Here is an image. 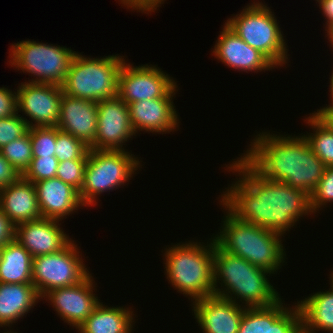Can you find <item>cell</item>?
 <instances>
[{"label": "cell", "instance_id": "16", "mask_svg": "<svg viewBox=\"0 0 333 333\" xmlns=\"http://www.w3.org/2000/svg\"><path fill=\"white\" fill-rule=\"evenodd\" d=\"M178 90L176 84L163 98L128 104L130 121L135 133L144 131L163 135L179 129L180 119L173 102Z\"/></svg>", "mask_w": 333, "mask_h": 333}, {"label": "cell", "instance_id": "4", "mask_svg": "<svg viewBox=\"0 0 333 333\" xmlns=\"http://www.w3.org/2000/svg\"><path fill=\"white\" fill-rule=\"evenodd\" d=\"M226 211L220 232L212 235L215 244L224 252L245 259L258 268L277 274L285 263L286 252L282 235L267 228L242 221L224 205Z\"/></svg>", "mask_w": 333, "mask_h": 333}, {"label": "cell", "instance_id": "40", "mask_svg": "<svg viewBox=\"0 0 333 333\" xmlns=\"http://www.w3.org/2000/svg\"><path fill=\"white\" fill-rule=\"evenodd\" d=\"M326 128L333 131V106H326L311 113Z\"/></svg>", "mask_w": 333, "mask_h": 333}, {"label": "cell", "instance_id": "29", "mask_svg": "<svg viewBox=\"0 0 333 333\" xmlns=\"http://www.w3.org/2000/svg\"><path fill=\"white\" fill-rule=\"evenodd\" d=\"M55 157L59 162L65 160H87L90 147L69 133L56 127Z\"/></svg>", "mask_w": 333, "mask_h": 333}, {"label": "cell", "instance_id": "28", "mask_svg": "<svg viewBox=\"0 0 333 333\" xmlns=\"http://www.w3.org/2000/svg\"><path fill=\"white\" fill-rule=\"evenodd\" d=\"M4 158L22 175L33 159L32 143L29 131L0 149Z\"/></svg>", "mask_w": 333, "mask_h": 333}, {"label": "cell", "instance_id": "24", "mask_svg": "<svg viewBox=\"0 0 333 333\" xmlns=\"http://www.w3.org/2000/svg\"><path fill=\"white\" fill-rule=\"evenodd\" d=\"M329 278V290L315 292L296 303L301 312L303 333H333V278Z\"/></svg>", "mask_w": 333, "mask_h": 333}, {"label": "cell", "instance_id": "13", "mask_svg": "<svg viewBox=\"0 0 333 333\" xmlns=\"http://www.w3.org/2000/svg\"><path fill=\"white\" fill-rule=\"evenodd\" d=\"M97 131L91 150H126L123 145L135 133L128 104L118 96L97 102Z\"/></svg>", "mask_w": 333, "mask_h": 333}, {"label": "cell", "instance_id": "11", "mask_svg": "<svg viewBox=\"0 0 333 333\" xmlns=\"http://www.w3.org/2000/svg\"><path fill=\"white\" fill-rule=\"evenodd\" d=\"M176 84L157 65L133 66L125 58L118 76V97L127 104L163 98Z\"/></svg>", "mask_w": 333, "mask_h": 333}, {"label": "cell", "instance_id": "26", "mask_svg": "<svg viewBox=\"0 0 333 333\" xmlns=\"http://www.w3.org/2000/svg\"><path fill=\"white\" fill-rule=\"evenodd\" d=\"M33 257L15 239L0 249V282L32 284Z\"/></svg>", "mask_w": 333, "mask_h": 333}, {"label": "cell", "instance_id": "25", "mask_svg": "<svg viewBox=\"0 0 333 333\" xmlns=\"http://www.w3.org/2000/svg\"><path fill=\"white\" fill-rule=\"evenodd\" d=\"M107 306L103 302L78 327V333H133L135 316L132 307ZM135 315V316H134ZM134 322V323H133Z\"/></svg>", "mask_w": 333, "mask_h": 333}, {"label": "cell", "instance_id": "2", "mask_svg": "<svg viewBox=\"0 0 333 333\" xmlns=\"http://www.w3.org/2000/svg\"><path fill=\"white\" fill-rule=\"evenodd\" d=\"M287 135H272L270 131L257 133L241 157L265 179L311 195L326 166L312 151L304 134Z\"/></svg>", "mask_w": 333, "mask_h": 333}, {"label": "cell", "instance_id": "12", "mask_svg": "<svg viewBox=\"0 0 333 333\" xmlns=\"http://www.w3.org/2000/svg\"><path fill=\"white\" fill-rule=\"evenodd\" d=\"M18 113L29 117V128L56 127L60 117L62 86L22 82L17 86Z\"/></svg>", "mask_w": 333, "mask_h": 333}, {"label": "cell", "instance_id": "17", "mask_svg": "<svg viewBox=\"0 0 333 333\" xmlns=\"http://www.w3.org/2000/svg\"><path fill=\"white\" fill-rule=\"evenodd\" d=\"M211 54L230 68L238 71L261 72L272 71L277 68L259 50L246 44L225 23L217 37L216 44Z\"/></svg>", "mask_w": 333, "mask_h": 333}, {"label": "cell", "instance_id": "38", "mask_svg": "<svg viewBox=\"0 0 333 333\" xmlns=\"http://www.w3.org/2000/svg\"><path fill=\"white\" fill-rule=\"evenodd\" d=\"M16 225L4 214L0 207V249L15 239Z\"/></svg>", "mask_w": 333, "mask_h": 333}, {"label": "cell", "instance_id": "44", "mask_svg": "<svg viewBox=\"0 0 333 333\" xmlns=\"http://www.w3.org/2000/svg\"><path fill=\"white\" fill-rule=\"evenodd\" d=\"M329 276L333 278V270H332V272L329 274Z\"/></svg>", "mask_w": 333, "mask_h": 333}, {"label": "cell", "instance_id": "33", "mask_svg": "<svg viewBox=\"0 0 333 333\" xmlns=\"http://www.w3.org/2000/svg\"><path fill=\"white\" fill-rule=\"evenodd\" d=\"M310 198L314 215L317 211L319 213L324 206L327 207L326 204L333 203V166L325 168L324 174Z\"/></svg>", "mask_w": 333, "mask_h": 333}, {"label": "cell", "instance_id": "41", "mask_svg": "<svg viewBox=\"0 0 333 333\" xmlns=\"http://www.w3.org/2000/svg\"><path fill=\"white\" fill-rule=\"evenodd\" d=\"M329 79H330V81H329L330 82L329 83L330 84L329 85L330 86V88H329L330 89L329 90L330 94L329 95H330L331 103L328 106H333V70H332V75L330 76Z\"/></svg>", "mask_w": 333, "mask_h": 333}, {"label": "cell", "instance_id": "19", "mask_svg": "<svg viewBox=\"0 0 333 333\" xmlns=\"http://www.w3.org/2000/svg\"><path fill=\"white\" fill-rule=\"evenodd\" d=\"M59 220L41 218L16 225L15 240L32 257L47 255L64 249L72 239L61 228ZM65 232V233H64Z\"/></svg>", "mask_w": 333, "mask_h": 333}, {"label": "cell", "instance_id": "5", "mask_svg": "<svg viewBox=\"0 0 333 333\" xmlns=\"http://www.w3.org/2000/svg\"><path fill=\"white\" fill-rule=\"evenodd\" d=\"M172 244L164 250L168 282L192 302L214 294V239Z\"/></svg>", "mask_w": 333, "mask_h": 333}, {"label": "cell", "instance_id": "42", "mask_svg": "<svg viewBox=\"0 0 333 333\" xmlns=\"http://www.w3.org/2000/svg\"><path fill=\"white\" fill-rule=\"evenodd\" d=\"M328 38V40H329V42H330V47H332L333 48V31L327 36Z\"/></svg>", "mask_w": 333, "mask_h": 333}, {"label": "cell", "instance_id": "36", "mask_svg": "<svg viewBox=\"0 0 333 333\" xmlns=\"http://www.w3.org/2000/svg\"><path fill=\"white\" fill-rule=\"evenodd\" d=\"M21 176L0 152V189L15 183Z\"/></svg>", "mask_w": 333, "mask_h": 333}, {"label": "cell", "instance_id": "9", "mask_svg": "<svg viewBox=\"0 0 333 333\" xmlns=\"http://www.w3.org/2000/svg\"><path fill=\"white\" fill-rule=\"evenodd\" d=\"M75 53L71 47L28 39L10 45L8 61L14 69L35 77L26 82L61 86Z\"/></svg>", "mask_w": 333, "mask_h": 333}, {"label": "cell", "instance_id": "23", "mask_svg": "<svg viewBox=\"0 0 333 333\" xmlns=\"http://www.w3.org/2000/svg\"><path fill=\"white\" fill-rule=\"evenodd\" d=\"M41 301L33 284L0 282V327H12Z\"/></svg>", "mask_w": 333, "mask_h": 333}, {"label": "cell", "instance_id": "10", "mask_svg": "<svg viewBox=\"0 0 333 333\" xmlns=\"http://www.w3.org/2000/svg\"><path fill=\"white\" fill-rule=\"evenodd\" d=\"M79 248L72 240L58 252L33 257L32 284L41 299L51 290L78 284L90 274Z\"/></svg>", "mask_w": 333, "mask_h": 333}, {"label": "cell", "instance_id": "21", "mask_svg": "<svg viewBox=\"0 0 333 333\" xmlns=\"http://www.w3.org/2000/svg\"><path fill=\"white\" fill-rule=\"evenodd\" d=\"M42 218L62 221L84 208L79 191L57 177L34 183Z\"/></svg>", "mask_w": 333, "mask_h": 333}, {"label": "cell", "instance_id": "22", "mask_svg": "<svg viewBox=\"0 0 333 333\" xmlns=\"http://www.w3.org/2000/svg\"><path fill=\"white\" fill-rule=\"evenodd\" d=\"M0 207L15 225L42 218L35 185L22 176L0 189Z\"/></svg>", "mask_w": 333, "mask_h": 333}, {"label": "cell", "instance_id": "39", "mask_svg": "<svg viewBox=\"0 0 333 333\" xmlns=\"http://www.w3.org/2000/svg\"><path fill=\"white\" fill-rule=\"evenodd\" d=\"M319 3V9L323 14L325 22V33L327 37L333 31V0H315Z\"/></svg>", "mask_w": 333, "mask_h": 333}, {"label": "cell", "instance_id": "31", "mask_svg": "<svg viewBox=\"0 0 333 333\" xmlns=\"http://www.w3.org/2000/svg\"><path fill=\"white\" fill-rule=\"evenodd\" d=\"M58 164L59 161L56 157H33L22 177L33 183L54 178Z\"/></svg>", "mask_w": 333, "mask_h": 333}, {"label": "cell", "instance_id": "15", "mask_svg": "<svg viewBox=\"0 0 333 333\" xmlns=\"http://www.w3.org/2000/svg\"><path fill=\"white\" fill-rule=\"evenodd\" d=\"M282 299L268 307H246L238 333H303L298 305L288 307Z\"/></svg>", "mask_w": 333, "mask_h": 333}, {"label": "cell", "instance_id": "18", "mask_svg": "<svg viewBox=\"0 0 333 333\" xmlns=\"http://www.w3.org/2000/svg\"><path fill=\"white\" fill-rule=\"evenodd\" d=\"M203 333H238L245 306L216 295L191 303Z\"/></svg>", "mask_w": 333, "mask_h": 333}, {"label": "cell", "instance_id": "3", "mask_svg": "<svg viewBox=\"0 0 333 333\" xmlns=\"http://www.w3.org/2000/svg\"><path fill=\"white\" fill-rule=\"evenodd\" d=\"M213 271V294L216 296L245 307H268L281 299L277 289L270 283L272 273L222 251L215 241Z\"/></svg>", "mask_w": 333, "mask_h": 333}, {"label": "cell", "instance_id": "8", "mask_svg": "<svg viewBox=\"0 0 333 333\" xmlns=\"http://www.w3.org/2000/svg\"><path fill=\"white\" fill-rule=\"evenodd\" d=\"M127 150H91L79 196L86 207L97 205L98 195L125 186L140 170L141 160ZM135 172V173H134Z\"/></svg>", "mask_w": 333, "mask_h": 333}, {"label": "cell", "instance_id": "34", "mask_svg": "<svg viewBox=\"0 0 333 333\" xmlns=\"http://www.w3.org/2000/svg\"><path fill=\"white\" fill-rule=\"evenodd\" d=\"M29 131V126L21 114L0 119V149L11 141L24 136Z\"/></svg>", "mask_w": 333, "mask_h": 333}, {"label": "cell", "instance_id": "30", "mask_svg": "<svg viewBox=\"0 0 333 333\" xmlns=\"http://www.w3.org/2000/svg\"><path fill=\"white\" fill-rule=\"evenodd\" d=\"M33 157H55L56 127L30 128Z\"/></svg>", "mask_w": 333, "mask_h": 333}, {"label": "cell", "instance_id": "35", "mask_svg": "<svg viewBox=\"0 0 333 333\" xmlns=\"http://www.w3.org/2000/svg\"><path fill=\"white\" fill-rule=\"evenodd\" d=\"M18 113L17 91L0 87V119L12 117Z\"/></svg>", "mask_w": 333, "mask_h": 333}, {"label": "cell", "instance_id": "27", "mask_svg": "<svg viewBox=\"0 0 333 333\" xmlns=\"http://www.w3.org/2000/svg\"><path fill=\"white\" fill-rule=\"evenodd\" d=\"M305 119L304 122L313 130V133L304 134L312 151L326 167L333 166V131L326 128L311 113Z\"/></svg>", "mask_w": 333, "mask_h": 333}, {"label": "cell", "instance_id": "37", "mask_svg": "<svg viewBox=\"0 0 333 333\" xmlns=\"http://www.w3.org/2000/svg\"><path fill=\"white\" fill-rule=\"evenodd\" d=\"M166 0H123L120 4L126 9H131V11L146 13L151 15V12L156 11V9L162 4H164Z\"/></svg>", "mask_w": 333, "mask_h": 333}, {"label": "cell", "instance_id": "7", "mask_svg": "<svg viewBox=\"0 0 333 333\" xmlns=\"http://www.w3.org/2000/svg\"><path fill=\"white\" fill-rule=\"evenodd\" d=\"M266 3L253 1L225 24L243 41L264 54L277 68L288 64L289 54L283 31Z\"/></svg>", "mask_w": 333, "mask_h": 333}, {"label": "cell", "instance_id": "20", "mask_svg": "<svg viewBox=\"0 0 333 333\" xmlns=\"http://www.w3.org/2000/svg\"><path fill=\"white\" fill-rule=\"evenodd\" d=\"M97 102L72 97L63 92L57 128L78 138L88 147L95 143Z\"/></svg>", "mask_w": 333, "mask_h": 333}, {"label": "cell", "instance_id": "6", "mask_svg": "<svg viewBox=\"0 0 333 333\" xmlns=\"http://www.w3.org/2000/svg\"><path fill=\"white\" fill-rule=\"evenodd\" d=\"M76 52L63 82L65 94L99 102L118 96V76L125 56L86 57Z\"/></svg>", "mask_w": 333, "mask_h": 333}, {"label": "cell", "instance_id": "32", "mask_svg": "<svg viewBox=\"0 0 333 333\" xmlns=\"http://www.w3.org/2000/svg\"><path fill=\"white\" fill-rule=\"evenodd\" d=\"M86 164L87 160H65L59 162L56 177L80 192L84 185Z\"/></svg>", "mask_w": 333, "mask_h": 333}, {"label": "cell", "instance_id": "1", "mask_svg": "<svg viewBox=\"0 0 333 333\" xmlns=\"http://www.w3.org/2000/svg\"><path fill=\"white\" fill-rule=\"evenodd\" d=\"M225 168L238 173L235 176L239 178L228 185L219 201L238 219L285 237L301 217L314 214L310 194L285 183L265 179L241 156Z\"/></svg>", "mask_w": 333, "mask_h": 333}, {"label": "cell", "instance_id": "43", "mask_svg": "<svg viewBox=\"0 0 333 333\" xmlns=\"http://www.w3.org/2000/svg\"><path fill=\"white\" fill-rule=\"evenodd\" d=\"M4 332H2V333H18V332H15L14 330L12 331V329L10 330V328H9V330H7L6 329V331L5 330H3Z\"/></svg>", "mask_w": 333, "mask_h": 333}, {"label": "cell", "instance_id": "14", "mask_svg": "<svg viewBox=\"0 0 333 333\" xmlns=\"http://www.w3.org/2000/svg\"><path fill=\"white\" fill-rule=\"evenodd\" d=\"M93 278L90 273L80 283L53 289L42 297L73 330L78 329L101 301L94 293L97 289Z\"/></svg>", "mask_w": 333, "mask_h": 333}]
</instances>
